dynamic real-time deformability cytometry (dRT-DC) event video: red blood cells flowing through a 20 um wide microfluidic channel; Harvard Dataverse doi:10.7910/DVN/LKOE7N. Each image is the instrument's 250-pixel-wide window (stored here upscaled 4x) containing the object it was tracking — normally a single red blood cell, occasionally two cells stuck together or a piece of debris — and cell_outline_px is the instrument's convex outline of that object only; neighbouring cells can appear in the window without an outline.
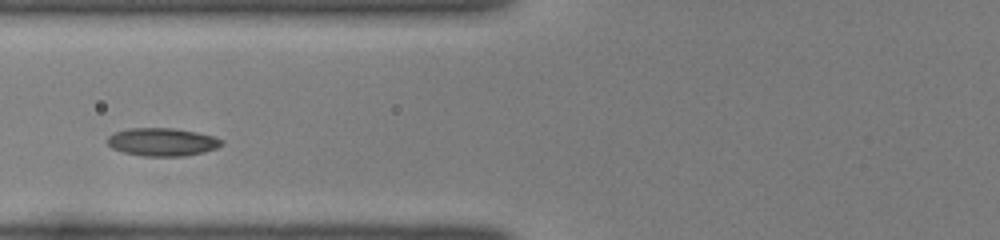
{"species": "common noctule bat (a hibernating species)", "species_latin": "Nyctalus noctula", "temperature_condition": "room temperature", "stored_images_in_passage": 34, "camera_frame_rate_fps": 3000, "um_per_image_px": 0.085, "animal": {"sex": "female", "body_mass_g": 22.0, "forearm_length_mm": 56.7}, "frame": {"image": 1, "passage_image": 9, "time_ms": 2.667, "image_size_px": [1000, 240], "cell_outline_px": [[224, 144], [216, 148], [204, 152], [184, 156], [144, 156], [124, 152], [112, 148], [108, 144], [108, 136], [116, 132], [128, 128], [172, 128], [196, 132], [212, 136], [224, 140]], "centroid_in_image_um": [13.81, 12.07], "position_along_channel_um": 112.0, "area_um2": 18.55}}
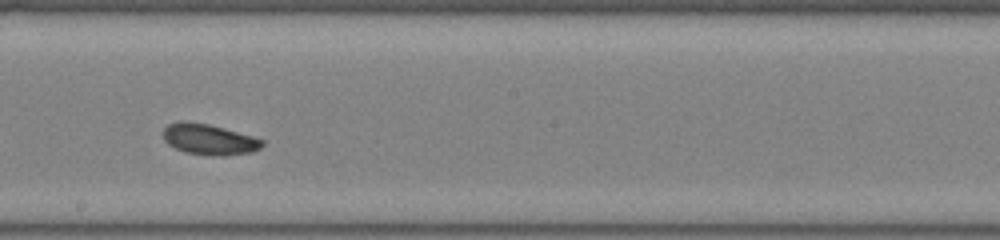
{"frame": {"image": 2, "passage_image": 18, "time_ms": 5.667, "image_size_px": [1000, 240], "cell_outline_px": [[264, 144], [260, 148], [252, 152], [224, 156], [212, 156], [184, 152], [168, 144], [164, 140], [164, 128], [168, 124], [184, 120], [208, 124], [224, 128], [252, 136], [264, 140]], "centroid_in_image_um": [17.78, 11.85], "position_along_channel_um": 230.4, "area_um2": 17.8}}
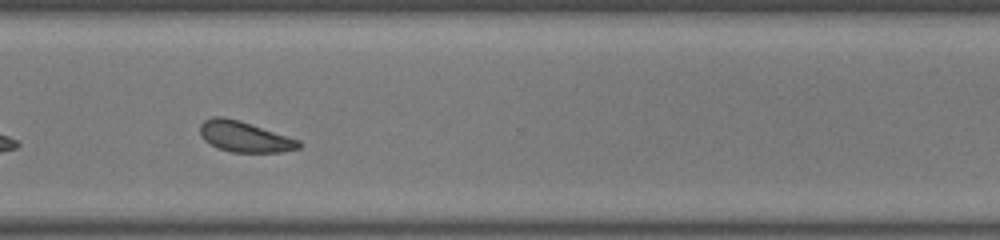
{"frame": {"image": 3, "passage_image": 27, "time_ms": 8.667, "image_size_px": [1000, 240], "cell_outline_px": [[304, 144], [300, 148], [280, 152], [232, 152], [220, 148], [204, 140], [200, 136], [200, 124], [204, 120], [212, 116], [224, 116], [240, 120], [300, 140]], "centroid_in_image_um": [20.8, 11.6], "position_along_channel_um": 349.8, "area_um2": 17.74}, "authors_computed_cell_mechanics": {"area_um2": 17.7446, "velocity_mm_per_s": 3.9641, "shape_relaxation_time_tau1_ms": 1.7482, "shape_relaxation_time_tau2_ms": 4.8758, "deformation_change_tau1": 0.0672, "deformation_change_tau2": 0.1163}}